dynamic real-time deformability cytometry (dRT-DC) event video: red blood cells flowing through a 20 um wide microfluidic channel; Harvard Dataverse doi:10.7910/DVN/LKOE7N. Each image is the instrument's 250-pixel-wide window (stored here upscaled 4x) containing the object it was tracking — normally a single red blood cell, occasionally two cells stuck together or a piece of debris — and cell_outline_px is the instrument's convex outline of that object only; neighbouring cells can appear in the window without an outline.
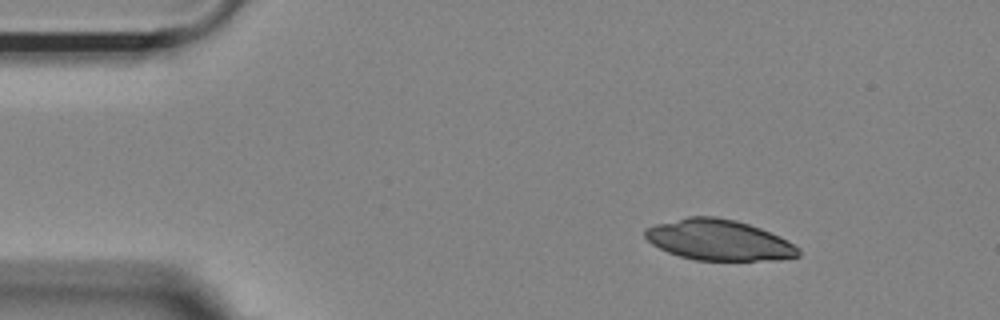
{"species": "Egyptian fruit bat (a non-hibernating species)", "species_latin": "Rousettus aegyptiacus", "temperature_condition": "room temperature", "stored_images_in_passage": 48, "camera_frame_rate_fps": 3000, "um_per_image_px": 0.085, "animal": {"sex": "female"}, "frame": {"image": 1, "passage_image": 1, "time_ms": 0.0, "image_size_px": [1000, 320], "cell_outline_px": [[800, 256], [776, 260], [696, 260], [680, 256], [668, 252], [652, 244], [644, 236], [644, 228], [656, 224], [688, 216], [716, 216], [736, 220], [760, 228], [780, 236], [800, 248]], "centroid_in_image_um": [61.1, 20.39], "position_along_channel_um": 23.9, "area_um2": 36.41}}